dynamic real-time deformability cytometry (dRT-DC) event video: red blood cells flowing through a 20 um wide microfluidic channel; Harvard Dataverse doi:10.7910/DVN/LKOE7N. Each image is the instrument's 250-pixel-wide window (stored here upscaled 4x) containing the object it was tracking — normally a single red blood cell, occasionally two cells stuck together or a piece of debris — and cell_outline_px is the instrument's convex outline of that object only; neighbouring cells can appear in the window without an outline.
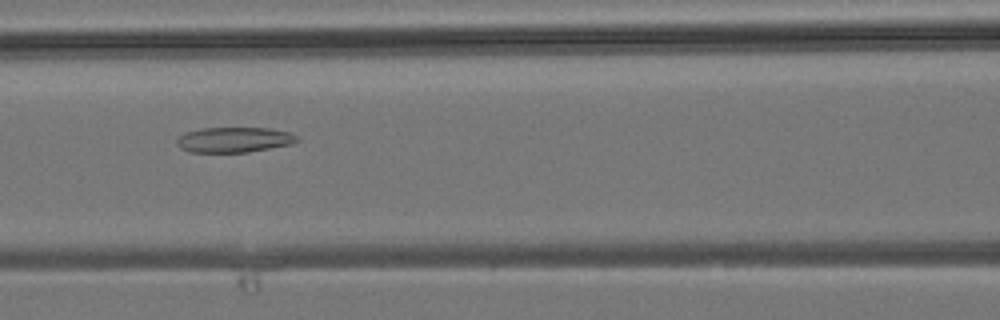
{"species": "common noctule bat (a hibernating species)", "species_latin": "Nyctalus noctula", "temperature_condition": "room temperature", "stored_images_in_passage": 32, "camera_frame_rate_fps": 3000, "um_per_image_px": 0.085, "animal": {"sex": "male", "body_mass_g": 19.2, "forearm_length_mm": 51.8}, "frame": {"image": 1, "passage_image": 7, "time_ms": 2.0, "image_size_px": [1000, 320], "cell_outline_px": [[300, 140], [292, 144], [248, 152], [188, 152], [180, 148], [176, 144], [176, 140], [184, 132], [200, 128], [272, 128], [288, 132], [296, 136]], "centroid_in_image_um": [19.87, 11.88], "position_along_channel_um": 146.7, "area_um2": 17.8}}
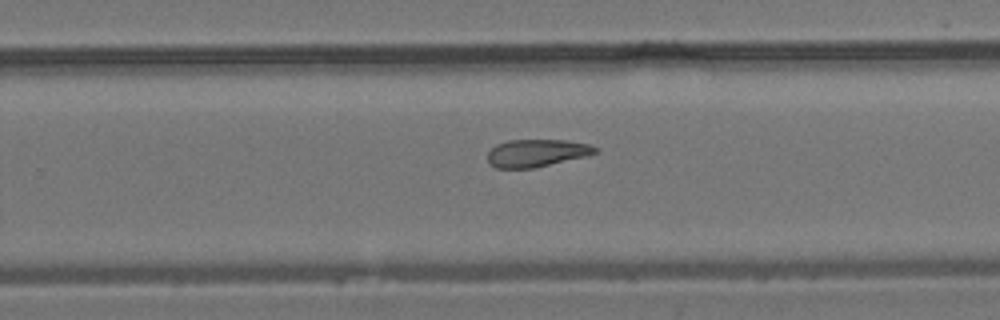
{"frame": {"image": 2, "passage_image": 16, "time_ms": 5.0, "image_size_px": [1000, 320], "cell_outline_px": [[596, 152], [588, 156], [536, 168], [496, 168], [488, 164], [488, 152], [496, 144], [508, 140], [568, 140], [588, 144], [596, 148]], "centroid_in_image_um": [45.59, 13.01], "position_along_channel_um": 284.2, "area_um2": 17.4}}
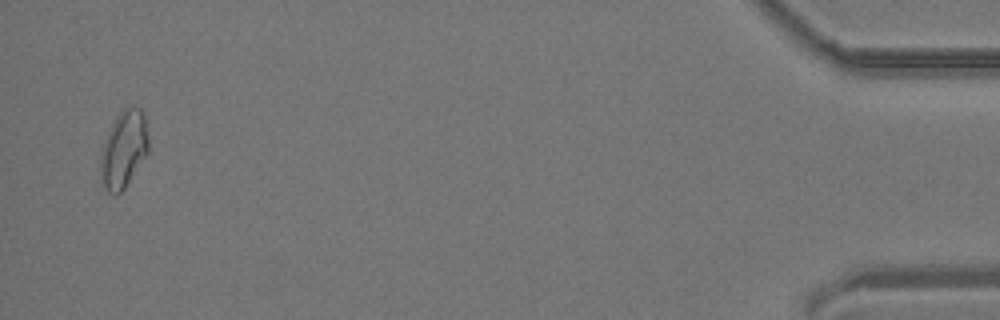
{"frame": {"image": 3, "passage_image": 31, "time_ms": 10.0, "image_size_px": [1000, 320], "cell_outline_px": [[148, 152], [124, 188], [116, 196], [108, 192], [104, 188], [100, 172], [100, 156], [104, 140], [116, 116], [124, 108], [140, 108], [144, 116], [148, 136]], "centroid_in_image_um": [10.49, 12.71], "position_along_channel_um": 424.7, "area_um2": 21.27}}